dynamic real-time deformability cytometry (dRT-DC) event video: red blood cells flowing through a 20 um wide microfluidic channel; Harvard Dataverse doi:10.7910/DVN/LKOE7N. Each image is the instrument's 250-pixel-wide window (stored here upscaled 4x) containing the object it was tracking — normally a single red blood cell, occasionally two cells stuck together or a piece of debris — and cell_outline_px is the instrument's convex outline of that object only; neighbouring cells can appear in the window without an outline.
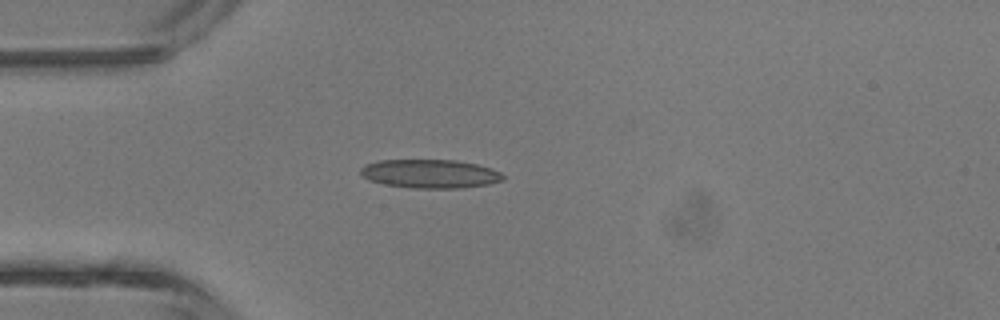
{"species": "common noctule bat (a hibernating species)", "species_latin": "Nyctalus noctula", "temperature_condition": "room temperature", "stored_images_in_passage": 4, "camera_frame_rate_fps": 3000, "um_per_image_px": 0.085, "animal": {"sex": "male", "body_mass_g": 13.3}, "frame": {"image": 1, "passage_image": 3, "time_ms": 3.0, "image_size_px": [1000, 320], "cell_outline_px": [[504, 180], [488, 184], [460, 188], [412, 188], [384, 184], [368, 180], [360, 172], [360, 168], [364, 164], [380, 160], [456, 160], [476, 164], [492, 168], [500, 172], [504, 176]], "centroid_in_image_um": [36.55, 14.77], "position_along_channel_um": 48.4, "area_um2": 23.87}}